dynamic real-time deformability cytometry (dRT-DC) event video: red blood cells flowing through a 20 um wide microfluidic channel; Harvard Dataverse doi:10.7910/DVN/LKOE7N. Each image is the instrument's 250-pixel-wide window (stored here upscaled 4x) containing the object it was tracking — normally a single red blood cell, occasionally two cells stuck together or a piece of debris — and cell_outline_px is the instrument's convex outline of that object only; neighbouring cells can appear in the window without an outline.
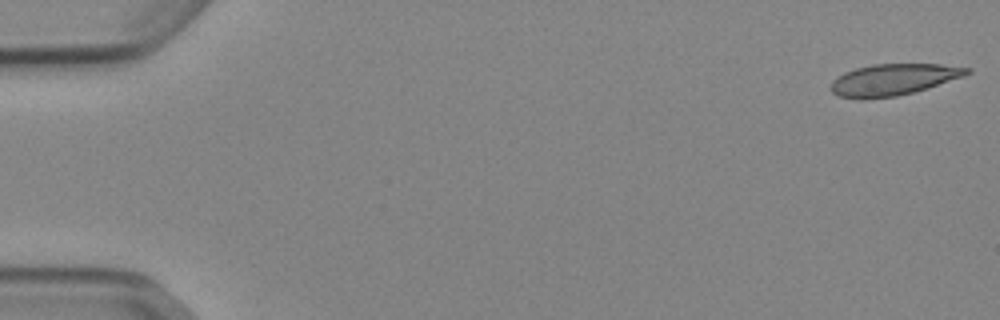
{"species": "Egyptian fruit bat (a non-hibernating species)", "species_latin": "Rousettus aegyptiacus", "temperature_condition": "cold", "stored_images_in_passage": 52, "camera_frame_rate_fps": 3000, "um_per_image_px": 0.085, "animal": {"sex": "female"}, "frame": {"image": 1, "passage_image": 1, "time_ms": 0.0, "image_size_px": [1000, 320], "cell_outline_px": [[972, 72], [964, 76], [912, 92], [896, 96], [860, 100], [840, 96], [832, 92], [828, 88], [832, 80], [836, 76], [844, 72], [856, 68], [872, 64], [940, 64], [972, 68]], "centroid_in_image_um": [75.87, 6.76], "position_along_channel_um": 9.1, "area_um2": 25.03}}
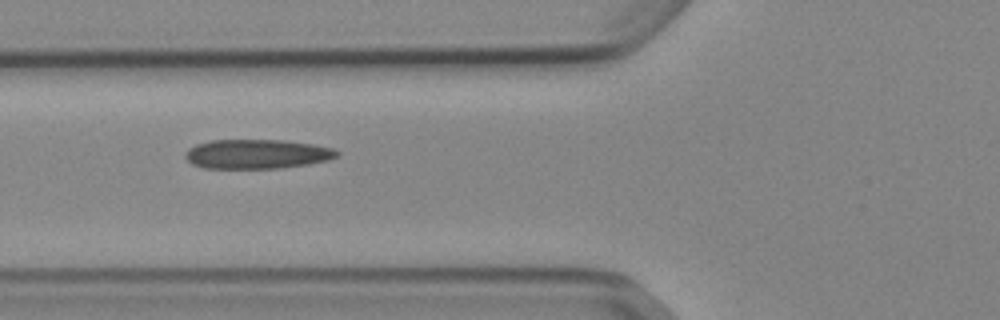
{"frame": {"image": 2, "passage_image": 20, "time_ms": 6.333, "image_size_px": [1000, 320], "cell_outline_px": [[340, 152], [336, 156], [328, 160], [308, 164], [280, 168], [204, 168], [192, 164], [184, 156], [188, 148], [196, 144], [212, 140], [284, 140], [312, 144], [332, 148]], "centroid_in_image_um": [21.82, 13.09], "position_along_channel_um": 104.0, "area_um2": 25.89}}
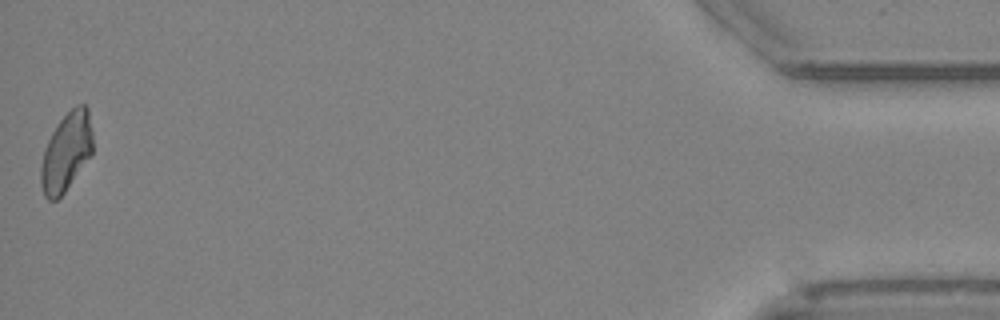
{"frame": {"image": 3, "passage_image": 52, "time_ms": 17.0, "image_size_px": [1000, 320], "cell_outline_px": [[92, 156], [64, 192], [56, 200], [48, 200], [44, 196], [40, 184], [40, 168], [44, 148], [52, 132], [60, 120], [76, 104], [84, 104], [88, 108], [92, 128]], "centroid_in_image_um": [5.64, 12.92], "position_along_channel_um": 429.6, "area_um2": 23.93}, "authors_computed_cell_mechanics": {"area_um2": 25.1141, "velocity_mm_per_s": 3.892, "shape_relaxation_time_tau1_ms": null, "shape_relaxation_time_tau2_ms": 4.2687, "deformation_change_tau1": null, "deformation_change_tau2": 0.1197}}